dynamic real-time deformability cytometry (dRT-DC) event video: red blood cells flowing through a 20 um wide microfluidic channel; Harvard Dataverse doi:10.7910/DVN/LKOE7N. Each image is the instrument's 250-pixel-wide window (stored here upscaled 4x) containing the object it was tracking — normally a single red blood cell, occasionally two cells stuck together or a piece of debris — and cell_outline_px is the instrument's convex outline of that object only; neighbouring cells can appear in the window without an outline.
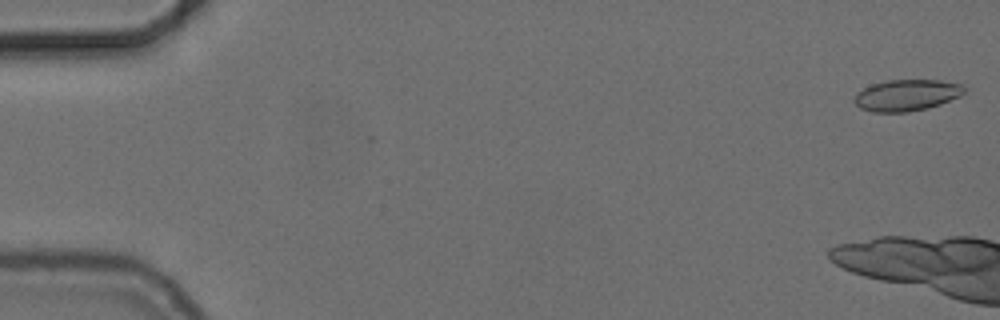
{"species": "common noctule bat (a hibernating species)", "species_latin": "Nyctalus noctula", "temperature_condition": "cold", "stored_images_in_passage": 6, "camera_frame_rate_fps": 3000, "um_per_image_px": 0.085, "animal": {"sex": "female", "body_mass_g": 24.6, "forearm_length_mm": 56.2}, "frame": {"image": 1, "passage_image": 1, "time_ms": 0.0, "image_size_px": [1000, 320], "cell_outline_px": [[964, 92], [960, 96], [940, 104], [928, 108], [908, 112], [872, 112], [860, 108], [852, 100], [856, 92], [872, 84], [888, 80], [940, 80], [964, 84]], "centroid_in_image_um": [77.05, 8.09], "position_along_channel_um": 8.0, "area_um2": 20.23}}